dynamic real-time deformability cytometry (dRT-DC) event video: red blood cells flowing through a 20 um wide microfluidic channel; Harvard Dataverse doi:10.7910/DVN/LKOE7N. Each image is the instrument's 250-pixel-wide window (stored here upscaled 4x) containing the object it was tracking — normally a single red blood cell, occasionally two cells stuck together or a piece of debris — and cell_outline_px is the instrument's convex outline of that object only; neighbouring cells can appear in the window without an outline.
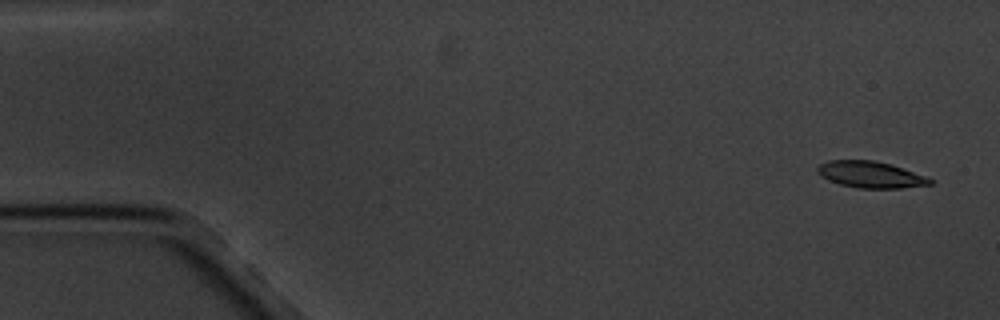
{"species": "common noctule bat (a hibernating species)", "species_latin": "Nyctalus noctula", "temperature_condition": "cold", "stored_images_in_passage": 4, "camera_frame_rate_fps": 3000, "um_per_image_px": 0.085, "animal": {"sex": "male", "body_mass_g": 20.1, "forearm_length_mm": 53.5}, "frame": {"image": 1, "passage_image": 1, "time_ms": 0.0, "image_size_px": [1000, 320], "cell_outline_px": [[932, 184], [900, 188], [856, 188], [840, 184], [828, 180], [820, 176], [816, 172], [816, 168], [820, 164], [828, 160], [872, 160], [892, 164], [924, 176], [932, 180]], "centroid_in_image_um": [73.94, 14.83], "position_along_channel_um": 11.1, "area_um2": 17.34}}